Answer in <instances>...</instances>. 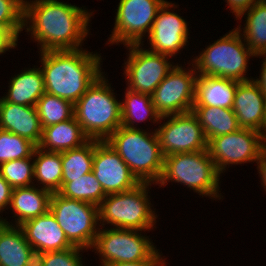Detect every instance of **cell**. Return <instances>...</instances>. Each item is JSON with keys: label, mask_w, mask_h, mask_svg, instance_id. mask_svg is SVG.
Listing matches in <instances>:
<instances>
[{"label": "cell", "mask_w": 266, "mask_h": 266, "mask_svg": "<svg viewBox=\"0 0 266 266\" xmlns=\"http://www.w3.org/2000/svg\"><path fill=\"white\" fill-rule=\"evenodd\" d=\"M84 7L60 0H24L23 30L31 33L40 52L81 49L93 16Z\"/></svg>", "instance_id": "6da1fadb"}, {"label": "cell", "mask_w": 266, "mask_h": 266, "mask_svg": "<svg viewBox=\"0 0 266 266\" xmlns=\"http://www.w3.org/2000/svg\"><path fill=\"white\" fill-rule=\"evenodd\" d=\"M83 48L40 52L45 92L75 104L103 73L102 56Z\"/></svg>", "instance_id": "7a4b0ae2"}, {"label": "cell", "mask_w": 266, "mask_h": 266, "mask_svg": "<svg viewBox=\"0 0 266 266\" xmlns=\"http://www.w3.org/2000/svg\"><path fill=\"white\" fill-rule=\"evenodd\" d=\"M140 183L157 185L164 167V155L156 130L120 126L105 140Z\"/></svg>", "instance_id": "3957f363"}, {"label": "cell", "mask_w": 266, "mask_h": 266, "mask_svg": "<svg viewBox=\"0 0 266 266\" xmlns=\"http://www.w3.org/2000/svg\"><path fill=\"white\" fill-rule=\"evenodd\" d=\"M105 75L97 77L74 104V117L90 140L105 141L121 126V101Z\"/></svg>", "instance_id": "277c9868"}, {"label": "cell", "mask_w": 266, "mask_h": 266, "mask_svg": "<svg viewBox=\"0 0 266 266\" xmlns=\"http://www.w3.org/2000/svg\"><path fill=\"white\" fill-rule=\"evenodd\" d=\"M151 186V183H140L131 190L106 195L98 206L100 227L110 224L112 228L153 230L158 216L148 195Z\"/></svg>", "instance_id": "5b68a950"}, {"label": "cell", "mask_w": 266, "mask_h": 266, "mask_svg": "<svg viewBox=\"0 0 266 266\" xmlns=\"http://www.w3.org/2000/svg\"><path fill=\"white\" fill-rule=\"evenodd\" d=\"M191 62L198 75L228 78L236 81H247L248 62L256 55L250 50L236 29L209 43ZM246 75V76H245Z\"/></svg>", "instance_id": "8992f818"}, {"label": "cell", "mask_w": 266, "mask_h": 266, "mask_svg": "<svg viewBox=\"0 0 266 266\" xmlns=\"http://www.w3.org/2000/svg\"><path fill=\"white\" fill-rule=\"evenodd\" d=\"M220 179L207 149L164 157L163 172L157 185L164 187L170 181L176 182L186 185L202 197L220 200L224 197L219 193Z\"/></svg>", "instance_id": "52a82bcc"}, {"label": "cell", "mask_w": 266, "mask_h": 266, "mask_svg": "<svg viewBox=\"0 0 266 266\" xmlns=\"http://www.w3.org/2000/svg\"><path fill=\"white\" fill-rule=\"evenodd\" d=\"M142 231L100 227L92 252L98 254L102 265L116 262L164 261L152 239ZM159 251V252H158Z\"/></svg>", "instance_id": "ba28073f"}, {"label": "cell", "mask_w": 266, "mask_h": 266, "mask_svg": "<svg viewBox=\"0 0 266 266\" xmlns=\"http://www.w3.org/2000/svg\"><path fill=\"white\" fill-rule=\"evenodd\" d=\"M49 210L74 247L91 250L98 234V206L52 193Z\"/></svg>", "instance_id": "9c48e42d"}, {"label": "cell", "mask_w": 266, "mask_h": 266, "mask_svg": "<svg viewBox=\"0 0 266 266\" xmlns=\"http://www.w3.org/2000/svg\"><path fill=\"white\" fill-rule=\"evenodd\" d=\"M165 1L120 0L116 9L114 28L106 44L144 45L143 39L146 35L148 37L156 14Z\"/></svg>", "instance_id": "30bf717a"}, {"label": "cell", "mask_w": 266, "mask_h": 266, "mask_svg": "<svg viewBox=\"0 0 266 266\" xmlns=\"http://www.w3.org/2000/svg\"><path fill=\"white\" fill-rule=\"evenodd\" d=\"M265 146L266 136L263 133L240 128L235 132L213 137L208 142L207 149L218 173L222 176L232 164H257Z\"/></svg>", "instance_id": "8fae6325"}, {"label": "cell", "mask_w": 266, "mask_h": 266, "mask_svg": "<svg viewBox=\"0 0 266 266\" xmlns=\"http://www.w3.org/2000/svg\"><path fill=\"white\" fill-rule=\"evenodd\" d=\"M188 66L193 68L187 67L186 70L182 65L175 64L151 95L152 103L161 117L192 111L198 74L193 63L190 62Z\"/></svg>", "instance_id": "7c38bea8"}, {"label": "cell", "mask_w": 266, "mask_h": 266, "mask_svg": "<svg viewBox=\"0 0 266 266\" xmlns=\"http://www.w3.org/2000/svg\"><path fill=\"white\" fill-rule=\"evenodd\" d=\"M142 44L126 45L129 50L124 63L127 88L143 94L152 95L156 87L163 81L175 66L169 56L144 49Z\"/></svg>", "instance_id": "4fadbf2b"}, {"label": "cell", "mask_w": 266, "mask_h": 266, "mask_svg": "<svg viewBox=\"0 0 266 266\" xmlns=\"http://www.w3.org/2000/svg\"><path fill=\"white\" fill-rule=\"evenodd\" d=\"M165 119H167L166 122ZM161 120H164L163 124L154 130H156L164 157L207 150L208 141L192 111L162 116Z\"/></svg>", "instance_id": "5bb4252c"}, {"label": "cell", "mask_w": 266, "mask_h": 266, "mask_svg": "<svg viewBox=\"0 0 266 266\" xmlns=\"http://www.w3.org/2000/svg\"><path fill=\"white\" fill-rule=\"evenodd\" d=\"M178 6L166 0L159 8L147 37L150 45L148 50L173 58L188 46L190 34L187 21L173 11Z\"/></svg>", "instance_id": "9a60e30c"}, {"label": "cell", "mask_w": 266, "mask_h": 266, "mask_svg": "<svg viewBox=\"0 0 266 266\" xmlns=\"http://www.w3.org/2000/svg\"><path fill=\"white\" fill-rule=\"evenodd\" d=\"M92 172L107 195L125 192L140 184L127 164L106 141L95 140Z\"/></svg>", "instance_id": "2e32d148"}, {"label": "cell", "mask_w": 266, "mask_h": 266, "mask_svg": "<svg viewBox=\"0 0 266 266\" xmlns=\"http://www.w3.org/2000/svg\"><path fill=\"white\" fill-rule=\"evenodd\" d=\"M232 110L240 128L252 129L266 136V97L252 79L238 81Z\"/></svg>", "instance_id": "e0dca14e"}, {"label": "cell", "mask_w": 266, "mask_h": 266, "mask_svg": "<svg viewBox=\"0 0 266 266\" xmlns=\"http://www.w3.org/2000/svg\"><path fill=\"white\" fill-rule=\"evenodd\" d=\"M0 129L40 144L43 127L35 106L6 102L0 98Z\"/></svg>", "instance_id": "ac0fdd59"}, {"label": "cell", "mask_w": 266, "mask_h": 266, "mask_svg": "<svg viewBox=\"0 0 266 266\" xmlns=\"http://www.w3.org/2000/svg\"><path fill=\"white\" fill-rule=\"evenodd\" d=\"M19 227L23 230L26 240L31 247L40 248L46 252L74 247L50 210L45 214L24 222Z\"/></svg>", "instance_id": "d6986e66"}, {"label": "cell", "mask_w": 266, "mask_h": 266, "mask_svg": "<svg viewBox=\"0 0 266 266\" xmlns=\"http://www.w3.org/2000/svg\"><path fill=\"white\" fill-rule=\"evenodd\" d=\"M39 188V189H38ZM52 193L34 184L12 190L9 208L16 217L13 222L4 221L11 226H20L24 222L45 214L49 210ZM16 224V225H15Z\"/></svg>", "instance_id": "ffe728a7"}, {"label": "cell", "mask_w": 266, "mask_h": 266, "mask_svg": "<svg viewBox=\"0 0 266 266\" xmlns=\"http://www.w3.org/2000/svg\"><path fill=\"white\" fill-rule=\"evenodd\" d=\"M238 81L198 75L193 106H211L232 109Z\"/></svg>", "instance_id": "44dd1931"}, {"label": "cell", "mask_w": 266, "mask_h": 266, "mask_svg": "<svg viewBox=\"0 0 266 266\" xmlns=\"http://www.w3.org/2000/svg\"><path fill=\"white\" fill-rule=\"evenodd\" d=\"M89 140L73 116L69 120L43 127L42 138L37 147L49 152H63L81 147Z\"/></svg>", "instance_id": "7402d4cb"}, {"label": "cell", "mask_w": 266, "mask_h": 266, "mask_svg": "<svg viewBox=\"0 0 266 266\" xmlns=\"http://www.w3.org/2000/svg\"><path fill=\"white\" fill-rule=\"evenodd\" d=\"M8 84V92L2 98L13 104L36 106L45 93L43 72L35 65L15 74Z\"/></svg>", "instance_id": "603a6c76"}, {"label": "cell", "mask_w": 266, "mask_h": 266, "mask_svg": "<svg viewBox=\"0 0 266 266\" xmlns=\"http://www.w3.org/2000/svg\"><path fill=\"white\" fill-rule=\"evenodd\" d=\"M125 99L121 101V125L131 129H139L134 125L137 121L144 122L148 118L152 123L161 124V116L157 113L152 97L148 94L135 92L126 87Z\"/></svg>", "instance_id": "cb8c5ba5"}, {"label": "cell", "mask_w": 266, "mask_h": 266, "mask_svg": "<svg viewBox=\"0 0 266 266\" xmlns=\"http://www.w3.org/2000/svg\"><path fill=\"white\" fill-rule=\"evenodd\" d=\"M193 114L203 128L209 142L213 137L229 134L240 129L232 109L211 106H193Z\"/></svg>", "instance_id": "d4e9b609"}, {"label": "cell", "mask_w": 266, "mask_h": 266, "mask_svg": "<svg viewBox=\"0 0 266 266\" xmlns=\"http://www.w3.org/2000/svg\"><path fill=\"white\" fill-rule=\"evenodd\" d=\"M33 161L34 180L35 182L37 180L34 185L51 193H57L62 186L61 152L44 151L36 147L33 153Z\"/></svg>", "instance_id": "484cf974"}, {"label": "cell", "mask_w": 266, "mask_h": 266, "mask_svg": "<svg viewBox=\"0 0 266 266\" xmlns=\"http://www.w3.org/2000/svg\"><path fill=\"white\" fill-rule=\"evenodd\" d=\"M244 15L246 19L244 28H242L243 25H239L236 29H238L246 45L256 56L266 54V5L261 2L256 3L243 12L236 20L239 21Z\"/></svg>", "instance_id": "4316f807"}, {"label": "cell", "mask_w": 266, "mask_h": 266, "mask_svg": "<svg viewBox=\"0 0 266 266\" xmlns=\"http://www.w3.org/2000/svg\"><path fill=\"white\" fill-rule=\"evenodd\" d=\"M30 248L23 230L7 225L0 232V266H26Z\"/></svg>", "instance_id": "83f0119b"}, {"label": "cell", "mask_w": 266, "mask_h": 266, "mask_svg": "<svg viewBox=\"0 0 266 266\" xmlns=\"http://www.w3.org/2000/svg\"><path fill=\"white\" fill-rule=\"evenodd\" d=\"M95 140H89L81 147L61 152L62 182H71L92 171Z\"/></svg>", "instance_id": "f1b7e54d"}, {"label": "cell", "mask_w": 266, "mask_h": 266, "mask_svg": "<svg viewBox=\"0 0 266 266\" xmlns=\"http://www.w3.org/2000/svg\"><path fill=\"white\" fill-rule=\"evenodd\" d=\"M57 193L66 198L88 202L96 206H99L107 195L92 171L81 177L71 178V182H62L61 189Z\"/></svg>", "instance_id": "f546056e"}, {"label": "cell", "mask_w": 266, "mask_h": 266, "mask_svg": "<svg viewBox=\"0 0 266 266\" xmlns=\"http://www.w3.org/2000/svg\"><path fill=\"white\" fill-rule=\"evenodd\" d=\"M35 107L42 127L58 124L74 116V104L71 101L47 92L41 96Z\"/></svg>", "instance_id": "4dcf8cb0"}, {"label": "cell", "mask_w": 266, "mask_h": 266, "mask_svg": "<svg viewBox=\"0 0 266 266\" xmlns=\"http://www.w3.org/2000/svg\"><path fill=\"white\" fill-rule=\"evenodd\" d=\"M33 155L0 164V175L14 188L27 187L34 183Z\"/></svg>", "instance_id": "1f68e13d"}, {"label": "cell", "mask_w": 266, "mask_h": 266, "mask_svg": "<svg viewBox=\"0 0 266 266\" xmlns=\"http://www.w3.org/2000/svg\"><path fill=\"white\" fill-rule=\"evenodd\" d=\"M37 146L30 140L0 129V164L33 155Z\"/></svg>", "instance_id": "d6a6232c"}, {"label": "cell", "mask_w": 266, "mask_h": 266, "mask_svg": "<svg viewBox=\"0 0 266 266\" xmlns=\"http://www.w3.org/2000/svg\"><path fill=\"white\" fill-rule=\"evenodd\" d=\"M24 0H0V25L17 39L23 31Z\"/></svg>", "instance_id": "836d02e7"}, {"label": "cell", "mask_w": 266, "mask_h": 266, "mask_svg": "<svg viewBox=\"0 0 266 266\" xmlns=\"http://www.w3.org/2000/svg\"><path fill=\"white\" fill-rule=\"evenodd\" d=\"M85 251L79 247H73L60 251L47 252L44 258V266H84L82 253Z\"/></svg>", "instance_id": "e575fe53"}, {"label": "cell", "mask_w": 266, "mask_h": 266, "mask_svg": "<svg viewBox=\"0 0 266 266\" xmlns=\"http://www.w3.org/2000/svg\"><path fill=\"white\" fill-rule=\"evenodd\" d=\"M18 40L5 26L0 25V55L16 48Z\"/></svg>", "instance_id": "d590c367"}, {"label": "cell", "mask_w": 266, "mask_h": 266, "mask_svg": "<svg viewBox=\"0 0 266 266\" xmlns=\"http://www.w3.org/2000/svg\"><path fill=\"white\" fill-rule=\"evenodd\" d=\"M232 14L237 19L243 12L259 3L260 0H225Z\"/></svg>", "instance_id": "8d00e7d4"}, {"label": "cell", "mask_w": 266, "mask_h": 266, "mask_svg": "<svg viewBox=\"0 0 266 266\" xmlns=\"http://www.w3.org/2000/svg\"><path fill=\"white\" fill-rule=\"evenodd\" d=\"M12 190L10 184L0 175V214L9 209Z\"/></svg>", "instance_id": "74e56055"}, {"label": "cell", "mask_w": 266, "mask_h": 266, "mask_svg": "<svg viewBox=\"0 0 266 266\" xmlns=\"http://www.w3.org/2000/svg\"><path fill=\"white\" fill-rule=\"evenodd\" d=\"M46 251L40 248L31 247L27 257L26 266H44Z\"/></svg>", "instance_id": "f35d334b"}, {"label": "cell", "mask_w": 266, "mask_h": 266, "mask_svg": "<svg viewBox=\"0 0 266 266\" xmlns=\"http://www.w3.org/2000/svg\"><path fill=\"white\" fill-rule=\"evenodd\" d=\"M256 57H263V61L261 62L263 64L261 65L259 78L256 77V79L253 78L252 80L258 85V88L266 97V54L257 55Z\"/></svg>", "instance_id": "ab89813d"}, {"label": "cell", "mask_w": 266, "mask_h": 266, "mask_svg": "<svg viewBox=\"0 0 266 266\" xmlns=\"http://www.w3.org/2000/svg\"><path fill=\"white\" fill-rule=\"evenodd\" d=\"M102 266H167L166 260L164 261H137V262H116L108 263Z\"/></svg>", "instance_id": "60d3db41"}, {"label": "cell", "mask_w": 266, "mask_h": 266, "mask_svg": "<svg viewBox=\"0 0 266 266\" xmlns=\"http://www.w3.org/2000/svg\"><path fill=\"white\" fill-rule=\"evenodd\" d=\"M256 166L262 181L261 185H263L266 192V146L262 149Z\"/></svg>", "instance_id": "b9f144b4"}, {"label": "cell", "mask_w": 266, "mask_h": 266, "mask_svg": "<svg viewBox=\"0 0 266 266\" xmlns=\"http://www.w3.org/2000/svg\"><path fill=\"white\" fill-rule=\"evenodd\" d=\"M8 224L4 221V217H0V232L7 226Z\"/></svg>", "instance_id": "7bdbcfd3"}, {"label": "cell", "mask_w": 266, "mask_h": 266, "mask_svg": "<svg viewBox=\"0 0 266 266\" xmlns=\"http://www.w3.org/2000/svg\"><path fill=\"white\" fill-rule=\"evenodd\" d=\"M260 2L264 5H266V0H260Z\"/></svg>", "instance_id": "ee69618b"}]
</instances>
